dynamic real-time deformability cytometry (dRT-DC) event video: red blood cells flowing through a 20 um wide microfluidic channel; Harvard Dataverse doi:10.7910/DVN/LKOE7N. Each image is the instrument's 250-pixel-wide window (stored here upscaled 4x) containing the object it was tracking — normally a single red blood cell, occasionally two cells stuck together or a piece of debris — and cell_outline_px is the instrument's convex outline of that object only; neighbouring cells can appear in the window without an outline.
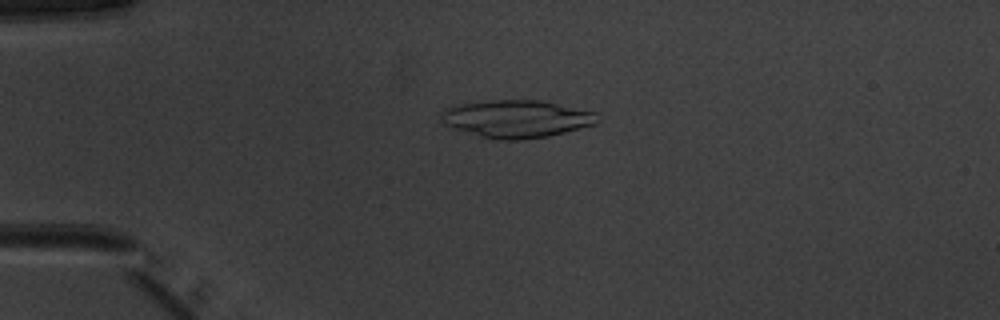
{"species": "common noctule bat (a hibernating species)", "species_latin": "Nyctalus noctula", "temperature_condition": "warm", "stored_images_in_passage": 51, "camera_frame_rate_fps": 3000, "um_per_image_px": 0.085, "animal": {"sex": "male", "body_mass_g": 20.1, "forearm_length_mm": 53.5}, "frame": {"image": 1, "passage_image": 13, "time_ms": 4.0, "image_size_px": [1000, 320], "cell_outline_px": [[600, 120], [596, 124], [548, 136], [524, 140], [500, 140], [480, 136], [452, 128], [444, 124], [440, 120], [440, 116], [444, 108], [452, 104], [492, 100], [544, 100], [596, 112]], "centroid_in_image_um": [43.88, 10.09], "position_along_channel_um": 41.1, "area_um2": 34.68}}
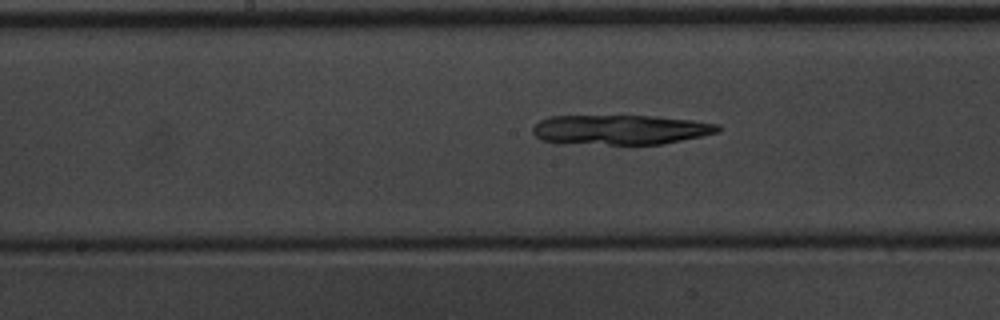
{"frame": {"image": 2, "passage_image": 27, "time_ms": 8.667, "image_size_px": [1000, 320], "cell_outline_px": [[720, 132], [664, 144], [632, 148], [560, 144], [540, 140], [532, 132], [532, 128], [540, 120], [552, 116], [656, 116], [692, 120], [720, 124]], "centroid_in_image_um": [52.71, 11.09], "position_along_channel_um": 195.5, "area_um2": 33.99}}
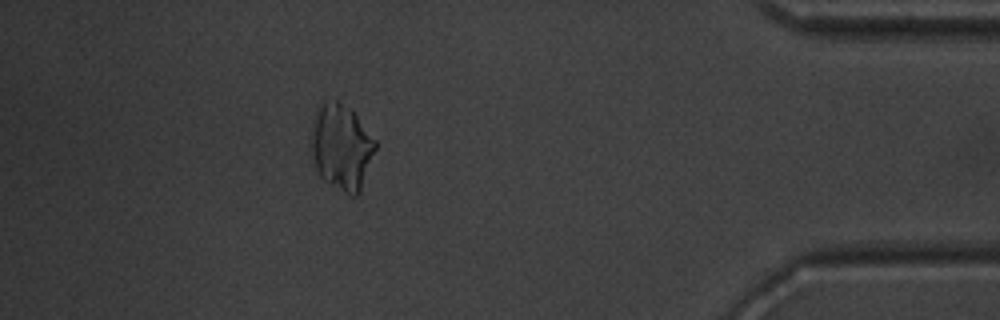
{"frame": {"image": 3, "passage_image": 46, "time_ms": 15.0, "image_size_px": [1000, 320], "cell_outline_px": [[376, 148], [360, 192], [356, 196], [348, 196], [324, 180], [316, 172], [308, 144], [308, 136], [316, 108], [320, 100], [336, 100], [352, 108], [376, 140]], "centroid_in_image_um": [28.96, 12.45], "position_along_channel_um": 406.2, "area_um2": 33.35}}